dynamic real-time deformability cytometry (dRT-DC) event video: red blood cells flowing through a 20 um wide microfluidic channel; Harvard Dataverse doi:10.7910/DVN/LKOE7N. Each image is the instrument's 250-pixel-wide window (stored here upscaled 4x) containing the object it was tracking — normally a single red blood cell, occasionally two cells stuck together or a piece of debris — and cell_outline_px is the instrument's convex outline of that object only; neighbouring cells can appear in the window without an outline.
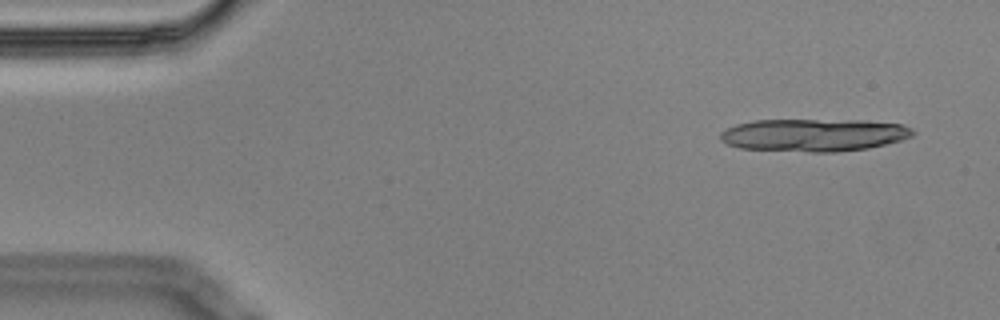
{"species": "Egyptian fruit bat (a non-hibernating species)", "species_latin": "Rousettus aegyptiacus", "temperature_condition": "cold", "stored_images_in_passage": 14, "segment_of_instrument_passage": [1, 2], "camera_frame_rate_fps": 3000, "um_per_image_px": 0.085, "animal": {"sex": "male"}, "frame": {"image": 1, "passage_image": 1, "time_ms": 0.0, "image_size_px": [1000, 320], "cell_outline_px": [[916, 132], [912, 136], [900, 140], [868, 148], [836, 152], [808, 152], [740, 148], [728, 144], [720, 140], [720, 132], [736, 124], [756, 120], [860, 120], [900, 124], [912, 128]], "centroid_in_image_um": [69.17, 11.47], "position_along_channel_um": 15.8, "area_um2": 36.59}}